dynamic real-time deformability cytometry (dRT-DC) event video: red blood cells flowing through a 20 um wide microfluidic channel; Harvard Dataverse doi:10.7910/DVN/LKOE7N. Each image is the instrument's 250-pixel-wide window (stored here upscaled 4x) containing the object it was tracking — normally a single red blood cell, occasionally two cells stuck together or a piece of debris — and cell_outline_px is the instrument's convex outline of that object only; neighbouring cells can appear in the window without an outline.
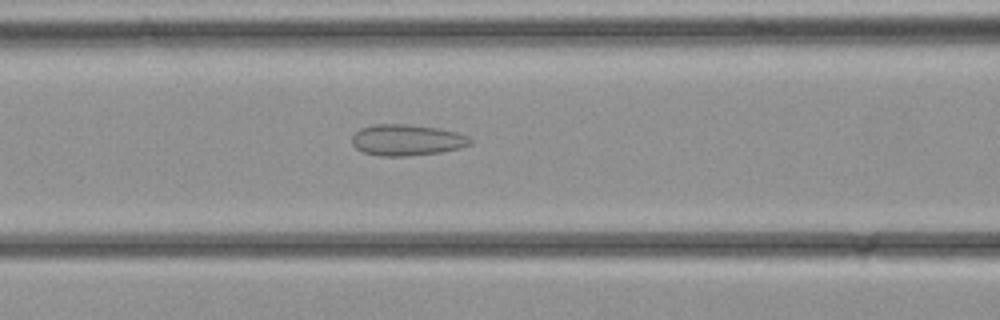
{"species": "common noctule bat (a hibernating species)", "species_latin": "Nyctalus noctula", "temperature_condition": "cold", "stored_images_in_passage": 28, "camera_frame_rate_fps": 3000, "um_per_image_px": 0.085, "animal": {"sex": "female", "body_mass_g": 21.9}, "frame": {"image": 1, "passage_image": 14, "time_ms": 4.333, "image_size_px": [1000, 320], "cell_outline_px": [[472, 144], [460, 148], [440, 152], [404, 156], [380, 156], [364, 152], [356, 148], [352, 144], [352, 136], [360, 128], [372, 124], [408, 124], [440, 128], [456, 132], [468, 136], [472, 140]], "centroid_in_image_um": [34.58, 11.89], "position_along_channel_um": 132.0, "area_um2": 21.56}}
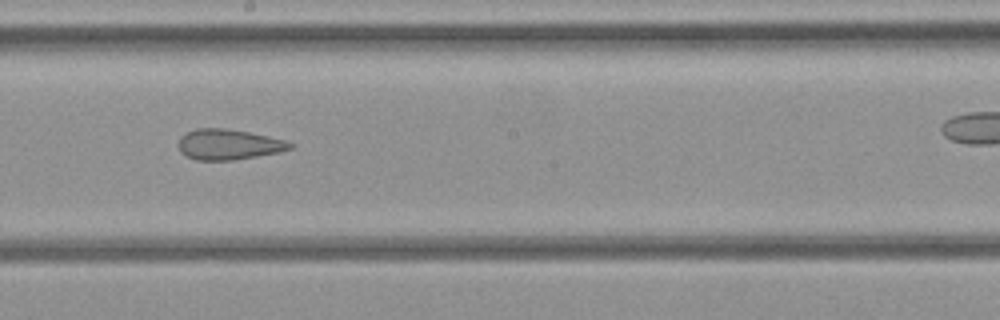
{"frame": {"image": 2, "passage_image": 19, "time_ms": 6.0, "image_size_px": [1000, 320], "cell_outline_px": [[296, 144], [292, 148], [280, 152], [232, 160], [196, 160], [180, 152], [180, 136], [196, 128], [224, 128], [248, 132], [268, 136], [284, 140]], "centroid_in_image_um": [19.46, 12.28], "position_along_channel_um": 228.7, "area_um2": 19.65}}
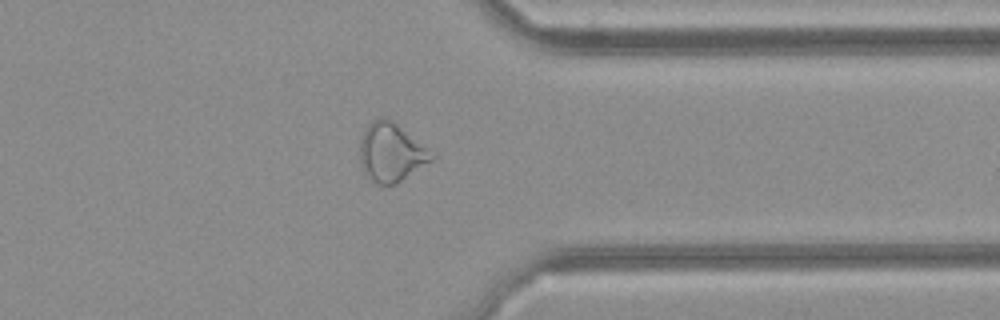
{"frame": {"image": 3, "passage_image": 27, "time_ms": 8.667, "image_size_px": [1000, 320], "cell_outline_px": [[436, 156], [432, 160], [396, 184], [380, 184], [372, 180], [368, 176], [360, 164], [360, 140], [364, 128], [372, 120], [380, 116], [384, 116], [392, 120], [436, 152]], "centroid_in_image_um": [33.27, 12.91], "position_along_channel_um": 378.1, "area_um2": 24.8}}